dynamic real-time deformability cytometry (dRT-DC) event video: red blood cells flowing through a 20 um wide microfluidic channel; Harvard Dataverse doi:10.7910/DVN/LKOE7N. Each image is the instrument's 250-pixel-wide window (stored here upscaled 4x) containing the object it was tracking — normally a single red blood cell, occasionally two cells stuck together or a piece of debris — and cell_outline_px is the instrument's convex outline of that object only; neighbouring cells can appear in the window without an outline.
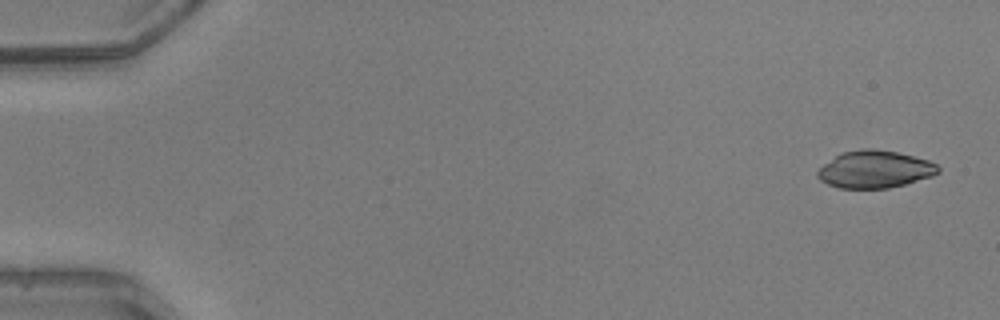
{"species": "common noctule bat (a hibernating species)", "species_latin": "Nyctalus noctula", "temperature_condition": "warm", "stored_images_in_passage": 48, "camera_frame_rate_fps": 3000, "um_per_image_px": 0.085, "animal": {"sex": "male", "body_mass_g": 20.5, "forearm_length_mm": 52.5}, "frame": {"image": 1, "passage_image": 1, "time_ms": 0.0, "image_size_px": [1000, 320], "cell_outline_px": [[940, 172], [932, 176], [904, 184], [888, 188], [840, 188], [828, 184], [820, 180], [816, 176], [816, 172], [824, 164], [836, 156], [844, 152], [860, 148], [872, 148], [896, 152], [928, 160], [936, 164], [940, 168]], "centroid_in_image_um": [74.35, 14.39], "position_along_channel_um": 10.6, "area_um2": 26.07}}
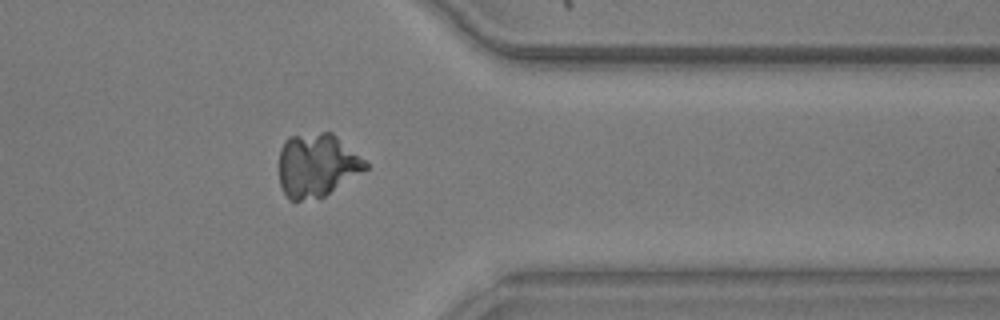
{"frame": {"image": 2, "passage_image": 39, "time_ms": 12.667, "image_size_px": [1000, 320], "cell_outline_px": [[368, 168], [324, 196], [300, 200], [288, 200], [280, 184], [280, 148], [284, 140], [288, 136], [320, 132], [332, 132], [364, 160], [368, 164]], "centroid_in_image_um": [26.91, 14.03], "position_along_channel_um": 384.5, "area_um2": 31.62}}
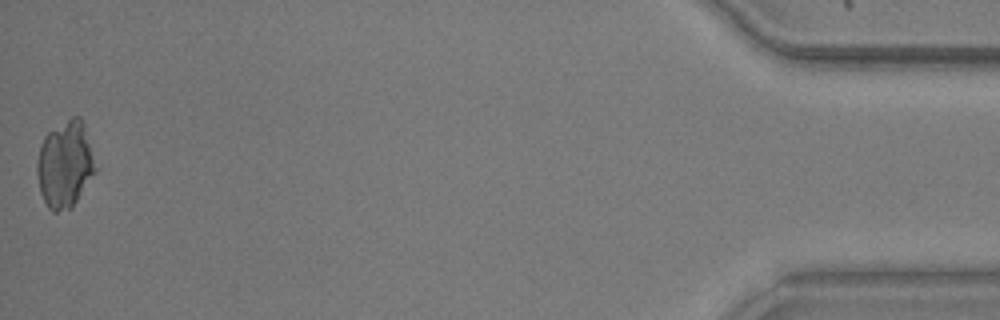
{"frame": {"image": 3, "passage_image": 48, "time_ms": 15.667, "image_size_px": [1000, 320], "cell_outline_px": [[100, 168], [72, 208], [56, 212], [52, 212], [48, 208], [40, 192], [36, 172], [36, 164], [40, 148], [44, 136], [48, 132], [72, 116], [80, 116], [84, 124]], "centroid_in_image_um": [5.58, 13.99], "position_along_channel_um": 429.6, "area_um2": 30.29}}